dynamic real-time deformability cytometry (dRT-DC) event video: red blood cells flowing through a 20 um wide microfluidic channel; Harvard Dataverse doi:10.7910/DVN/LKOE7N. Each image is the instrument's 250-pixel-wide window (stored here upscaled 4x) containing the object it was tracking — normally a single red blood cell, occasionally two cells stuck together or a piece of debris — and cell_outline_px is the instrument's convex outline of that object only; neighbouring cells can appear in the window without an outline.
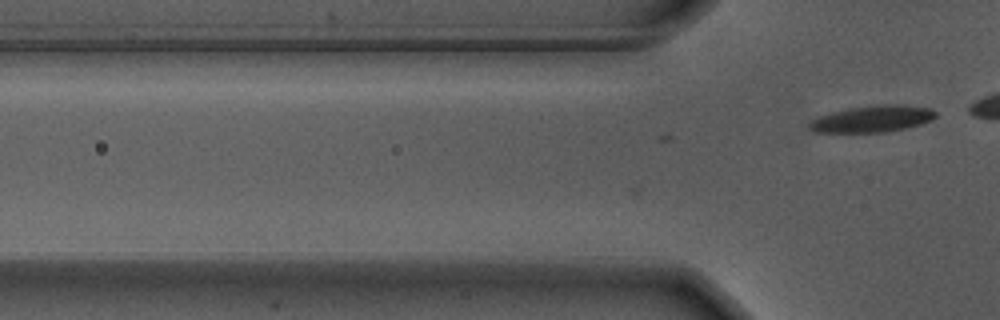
{"species": "Egyptian fruit bat (a non-hibernating species)", "species_latin": "Rousettus aegyptiacus", "temperature_condition": "warm", "stored_images_in_passage": 8, "camera_frame_rate_fps": 3000, "um_per_image_px": 0.085, "animal": {"sex": "male"}, "frame": {"image": 1, "passage_image": 8, "time_ms": 2.333, "image_size_px": [1000, 320], "cell_outline_px": [[936, 116], [932, 120], [920, 124], [904, 128], [884, 132], [812, 132], [808, 128], [808, 124], [812, 120], [820, 116], [832, 112], [848, 108], [876, 104], [904, 104], [932, 108], [936, 112]], "centroid_in_image_um": [74.17, 10.09], "position_along_channel_um": 51.6, "area_um2": 19.71}}